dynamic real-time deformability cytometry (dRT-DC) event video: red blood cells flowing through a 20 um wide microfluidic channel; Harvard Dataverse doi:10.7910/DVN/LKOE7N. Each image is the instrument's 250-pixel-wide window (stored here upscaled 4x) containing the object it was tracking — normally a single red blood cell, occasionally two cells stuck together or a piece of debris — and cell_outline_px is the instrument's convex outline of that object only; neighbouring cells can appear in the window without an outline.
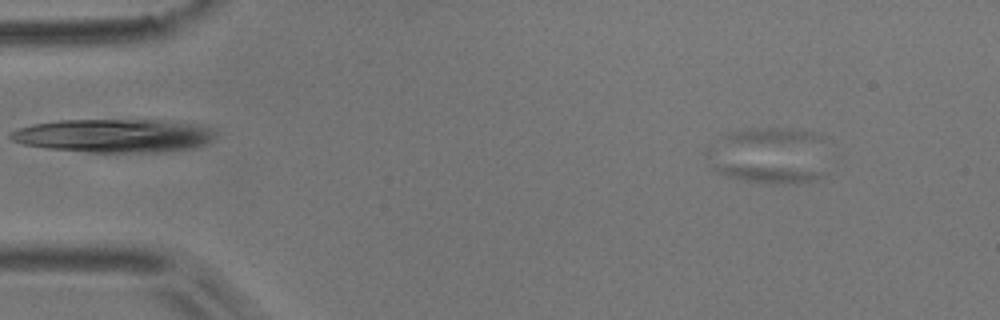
{"species": "common noctule bat (a hibernating species)", "species_latin": "Nyctalus noctula", "temperature_condition": "room temperature", "stored_images_in_passage": 4, "camera_frame_rate_fps": 3000, "um_per_image_px": 0.085, "animal": {"sex": "male", "body_mass_g": 17.9}, "frame": {"image": 1, "passage_image": 1, "time_ms": 0.0, "image_size_px": [1000, 320], "cell_outline_px": [[824, 176], [816, 180], [784, 184], [744, 180], [728, 176], [716, 172], [708, 168], [712, 164], [732, 164], [780, 168], [824, 172]], "centroid_in_image_um": [65.14, 14.76], "position_along_channel_um": 19.9, "area_um2": 10.35}}